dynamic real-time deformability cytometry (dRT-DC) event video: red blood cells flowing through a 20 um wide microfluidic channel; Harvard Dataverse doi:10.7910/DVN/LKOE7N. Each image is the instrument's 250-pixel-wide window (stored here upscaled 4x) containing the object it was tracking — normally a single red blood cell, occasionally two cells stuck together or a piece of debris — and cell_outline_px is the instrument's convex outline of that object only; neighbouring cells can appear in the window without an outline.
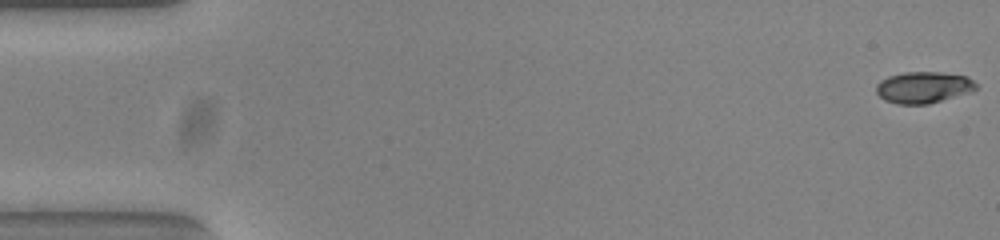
{"species": "common noctule bat (a hibernating species)", "species_latin": "Nyctalus noctula", "temperature_condition": "warm", "stored_images_in_passage": 54, "camera_frame_rate_fps": 3000, "um_per_image_px": 0.085, "animal": {"sex": "female", "body_mass_g": 23.0, "forearm_length_mm": 53.4}, "frame": {"image": 1, "passage_image": 1, "time_ms": 0.0, "image_size_px": [1000, 240], "cell_outline_px": [[976, 88], [972, 92], [928, 104], [896, 104], [884, 100], [876, 92], [876, 84], [880, 80], [888, 76], [904, 72], [940, 72], [968, 76], [976, 84]], "centroid_in_image_um": [78.48, 7.42], "position_along_channel_um": 6.5, "area_um2": 18.44}}
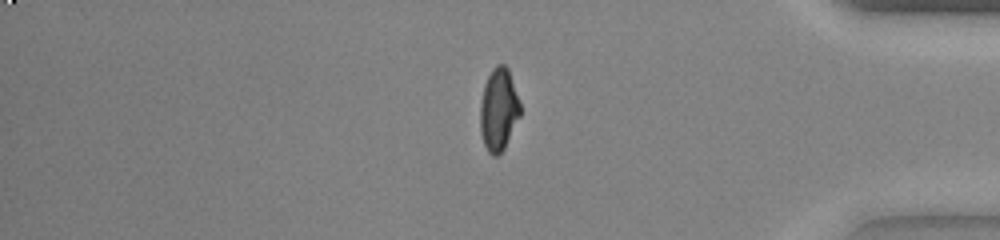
{"frame": {"image": 2, "passage_image": 45, "time_ms": 14.667, "image_size_px": [1000, 240], "cell_outline_px": [[520, 116], [504, 148], [496, 156], [492, 156], [488, 152], [484, 144], [480, 132], [480, 104], [484, 84], [492, 68], [496, 64], [504, 64], [508, 68], [520, 104]], "centroid_in_image_um": [42.37, 9.31], "position_along_channel_um": 392.8, "area_um2": 19.19}}
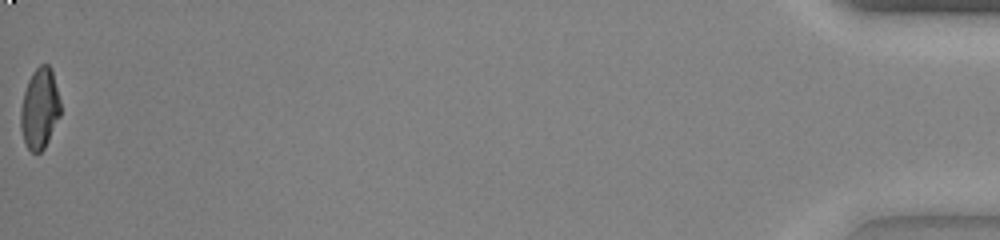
{"frame": {"image": 3, "passage_image": 54, "time_ms": 17.667, "image_size_px": [1000, 240], "cell_outline_px": [[60, 116], [44, 148], [40, 152], [32, 152], [24, 144], [20, 128], [20, 112], [24, 92], [28, 80], [32, 72], [40, 64], [48, 64], [52, 68], [60, 100]], "centroid_in_image_um": [3.36, 9.21], "position_along_channel_um": 431.8, "area_um2": 18.84}, "authors_computed_cell_mechanics": {"area_um2": 19.2185, "velocity_mm_per_s": 3.8478, "shape_relaxation_time_tau1_ms": 5.4748, "shape_relaxation_time_tau2_ms": 1.6879, "deformation_change_tau1": 0.2269, "deformation_change_tau2": 0.0576}}